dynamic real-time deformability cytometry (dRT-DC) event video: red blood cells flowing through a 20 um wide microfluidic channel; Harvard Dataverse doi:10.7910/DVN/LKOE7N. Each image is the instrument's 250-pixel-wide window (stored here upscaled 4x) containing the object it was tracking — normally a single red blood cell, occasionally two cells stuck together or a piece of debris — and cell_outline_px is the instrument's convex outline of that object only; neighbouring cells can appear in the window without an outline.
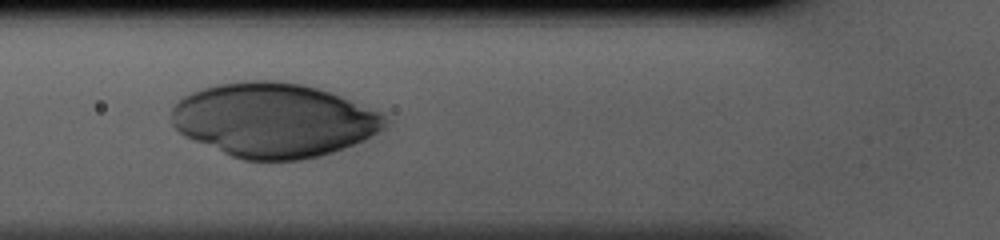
{"species": "human", "species_latin": "Homo sapiens", "temperature_condition": "cold", "stored_images_in_passage": 26, "camera_frame_rate_fps": 3000, "um_per_image_px": 0.085, "donor": {"sex": "male"}, "frame": {"image": 1, "passage_image": 4, "time_ms": 1.0, "image_size_px": [1000, 240], "cell_outline_px": [[388, 128], [364, 140], [344, 148], [320, 156], [300, 160], [244, 160], [232, 156], [192, 140], [184, 136], [172, 124], [172, 108], [184, 96], [192, 92], [204, 88], [220, 84], [244, 80], [276, 80], [300, 84], [316, 88], [340, 96], [380, 112], [388, 120]], "centroid_in_image_um": [23.28, 10.22], "position_along_channel_um": 102.5, "area_um2": 92.08}}
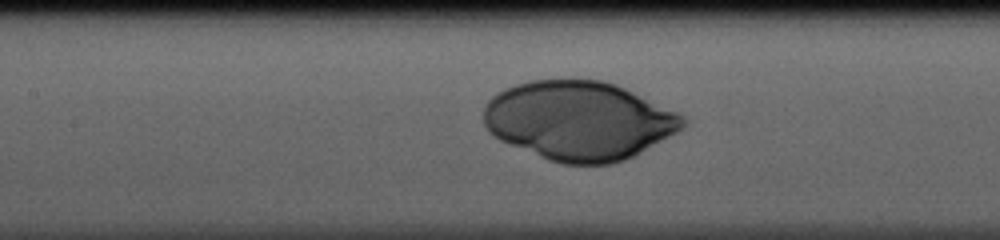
{"frame": {"image": 2, "passage_image": 8, "time_ms": 2.333, "image_size_px": [1000, 240], "cell_outline_px": [[684, 124], [676, 132], [632, 156], [624, 160], [612, 164], [564, 164], [548, 160], [500, 140], [492, 136], [488, 132], [484, 124], [484, 104], [492, 96], [504, 88], [528, 80], [600, 80], [616, 84], [676, 112], [684, 116]], "centroid_in_image_um": [49.14, 10.25], "position_along_channel_um": 158.3, "area_um2": 91.04}}